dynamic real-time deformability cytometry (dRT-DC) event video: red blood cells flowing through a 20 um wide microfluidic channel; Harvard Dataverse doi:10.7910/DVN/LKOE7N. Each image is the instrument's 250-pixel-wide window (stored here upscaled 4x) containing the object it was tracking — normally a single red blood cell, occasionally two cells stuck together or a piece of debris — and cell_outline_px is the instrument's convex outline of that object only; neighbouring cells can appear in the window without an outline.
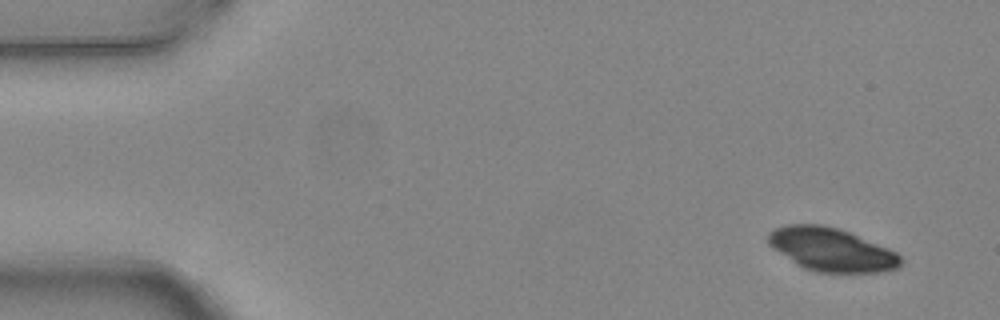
{"species": "common noctule bat (a hibernating species)", "species_latin": "Nyctalus noctula", "temperature_condition": "warm", "stored_images_in_passage": 4, "camera_frame_rate_fps": 3000, "um_per_image_px": 0.085, "animal": {"sex": "female", "body_mass_g": 24.6, "forearm_length_mm": 56.2}, "frame": {"image": 1, "passage_image": 1, "time_ms": 0.0, "image_size_px": [1000, 320], "cell_outline_px": [[904, 260], [896, 268], [880, 272], [816, 272], [804, 268], [796, 264], [772, 248], [768, 244], [768, 232], [776, 228], [788, 224], [820, 224], [836, 228], [848, 232], [888, 248], [896, 252]], "centroid_in_image_um": [70.64, 21.22], "position_along_channel_um": 14.4, "area_um2": 33.18}}